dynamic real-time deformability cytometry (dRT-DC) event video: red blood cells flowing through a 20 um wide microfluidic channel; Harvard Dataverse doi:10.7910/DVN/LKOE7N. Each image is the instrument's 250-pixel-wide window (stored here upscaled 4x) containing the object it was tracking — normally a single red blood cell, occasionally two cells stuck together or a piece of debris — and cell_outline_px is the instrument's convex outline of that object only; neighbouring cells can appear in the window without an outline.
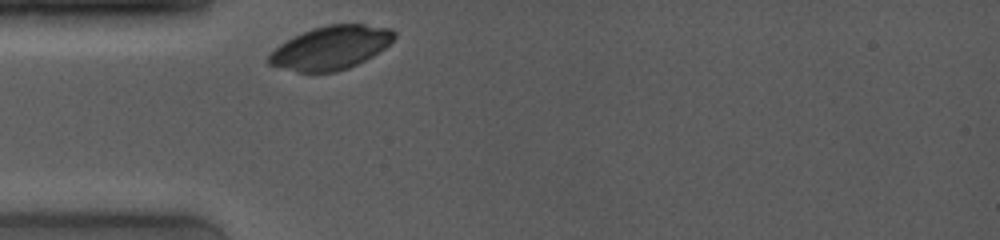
{"species": "common noctule bat (a hibernating species)", "species_latin": "Nyctalus noctula", "temperature_condition": "room temperature", "stored_images_in_passage": 1, "camera_frame_rate_fps": 4000, "um_per_image_px": 0.085, "animal": {"sex": "female", "body_mass_g": 19.0, "forearm_length_mm": 53.3}, "frame": {"image": 1, "passage_image": 1, "time_ms": 0.0, "image_size_px": [1000, 240], "cell_outline_px": [[396, 36], [384, 48], [372, 56], [348, 68], [336, 72], [296, 72], [268, 64], [268, 56], [280, 44], [312, 28], [328, 24], [364, 24], [392, 28], [396, 32]], "centroid_in_image_um": [28.14, 4.05], "position_along_channel_um": 56.9, "area_um2": 31.5}}